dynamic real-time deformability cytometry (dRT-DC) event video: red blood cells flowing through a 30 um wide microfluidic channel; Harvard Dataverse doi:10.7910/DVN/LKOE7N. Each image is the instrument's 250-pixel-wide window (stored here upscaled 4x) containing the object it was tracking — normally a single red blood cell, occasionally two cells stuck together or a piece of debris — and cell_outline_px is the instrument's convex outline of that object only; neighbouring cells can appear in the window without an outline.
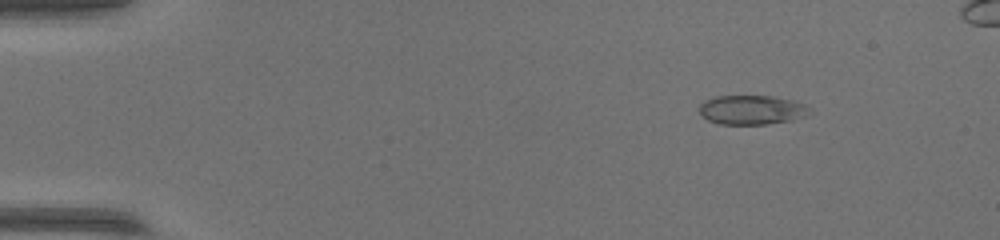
{"species": "common noctule bat (a hibernating species)", "species_latin": "Nyctalus noctula", "temperature_condition": "warm", "stored_images_in_passage": 53, "camera_frame_rate_fps": 3000, "um_per_image_px": 0.085, "animal": {"sex": "female", "body_mass_g": 17.0, "forearm_length_mm": 48.0}, "frame": {"image": 1, "passage_image": 8, "time_ms": 2.333, "image_size_px": [1000, 240], "cell_outline_px": [[812, 112], [808, 116], [792, 120], [768, 124], [720, 124], [708, 120], [700, 116], [700, 104], [704, 100], [716, 96], [772, 96], [792, 100], [804, 104]], "centroid_in_image_um": [63.9, 9.34], "position_along_channel_um": 21.1, "area_um2": 18.96}}
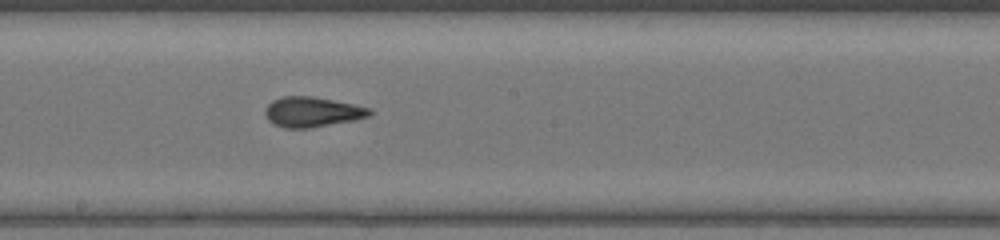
{"frame": {"image": 2, "passage_image": 31, "time_ms": 10.0, "image_size_px": [1000, 240], "cell_outline_px": [[376, 112], [368, 116], [356, 120], [312, 128], [284, 128], [272, 124], [268, 120], [264, 112], [264, 108], [272, 100], [284, 96], [312, 96], [372, 108]], "centroid_in_image_um": [26.54, 9.52], "position_along_channel_um": 221.7, "area_um2": 18.61}}
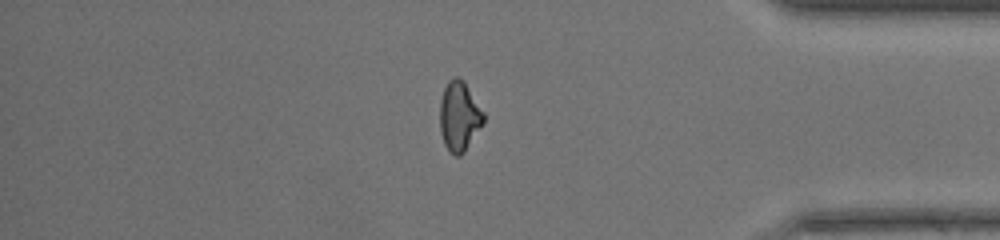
{"frame": {"image": 3, "passage_image": 46, "time_ms": 15.0, "image_size_px": [1000, 240], "cell_outline_px": [[484, 124], [464, 152], [460, 156], [456, 156], [448, 152], [444, 144], [440, 132], [440, 100], [444, 88], [448, 80], [452, 76], [460, 76], [464, 80], [484, 112]], "centroid_in_image_um": [39.04, 9.87], "position_along_channel_um": 396.2, "area_um2": 18.15}}